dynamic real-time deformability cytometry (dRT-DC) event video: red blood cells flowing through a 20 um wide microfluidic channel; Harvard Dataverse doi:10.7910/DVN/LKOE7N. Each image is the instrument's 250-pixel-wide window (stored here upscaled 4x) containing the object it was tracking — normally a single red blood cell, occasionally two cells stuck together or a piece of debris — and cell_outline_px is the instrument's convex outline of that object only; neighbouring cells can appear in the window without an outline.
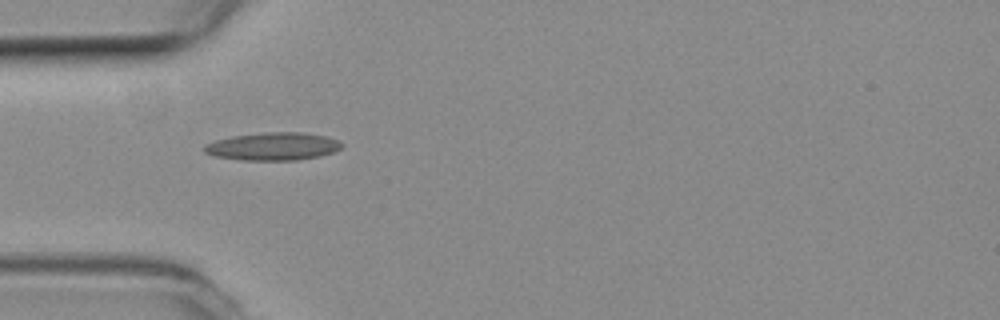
{"species": "common noctule bat (a hibernating species)", "species_latin": "Nyctalus noctula", "temperature_condition": "room temperature", "stored_images_in_passage": 4, "camera_frame_rate_fps": 3000, "um_per_image_px": 0.085, "animal": {"sex": "female", "body_mass_g": 19.3, "forearm_length_mm": 54.1}, "frame": {"image": 1, "passage_image": 3, "time_ms": 0.667, "image_size_px": [1000, 320], "cell_outline_px": [[344, 144], [340, 148], [332, 152], [320, 156], [296, 160], [240, 160], [216, 156], [204, 152], [204, 144], [216, 140], [232, 136], [264, 132], [300, 132], [324, 136], [340, 140]], "centroid_in_image_um": [23.2, 12.44], "position_along_channel_um": 61.8, "area_um2": 22.25}}
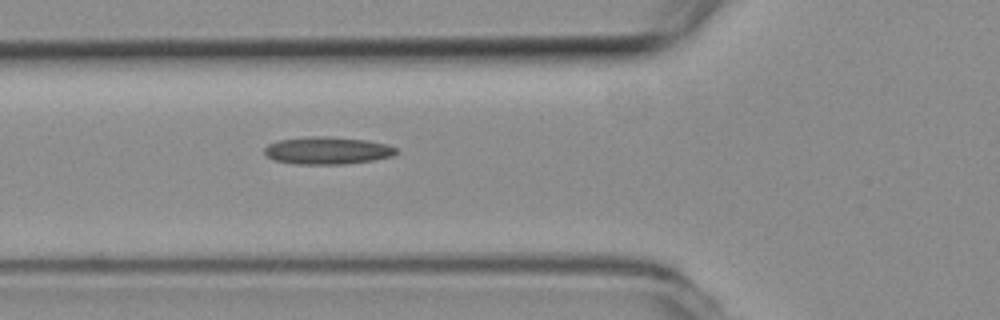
{"frame": {"image": 2, "passage_image": 4, "time_ms": 1.0, "image_size_px": [1000, 320], "cell_outline_px": [[400, 152], [392, 156], [372, 160], [344, 164], [296, 164], [276, 160], [268, 156], [264, 152], [264, 148], [268, 144], [280, 140], [312, 136], [328, 136], [364, 140], [388, 144], [396, 148]], "centroid_in_image_um": [27.85, 12.79], "position_along_channel_um": 97.9, "area_um2": 20.92}}